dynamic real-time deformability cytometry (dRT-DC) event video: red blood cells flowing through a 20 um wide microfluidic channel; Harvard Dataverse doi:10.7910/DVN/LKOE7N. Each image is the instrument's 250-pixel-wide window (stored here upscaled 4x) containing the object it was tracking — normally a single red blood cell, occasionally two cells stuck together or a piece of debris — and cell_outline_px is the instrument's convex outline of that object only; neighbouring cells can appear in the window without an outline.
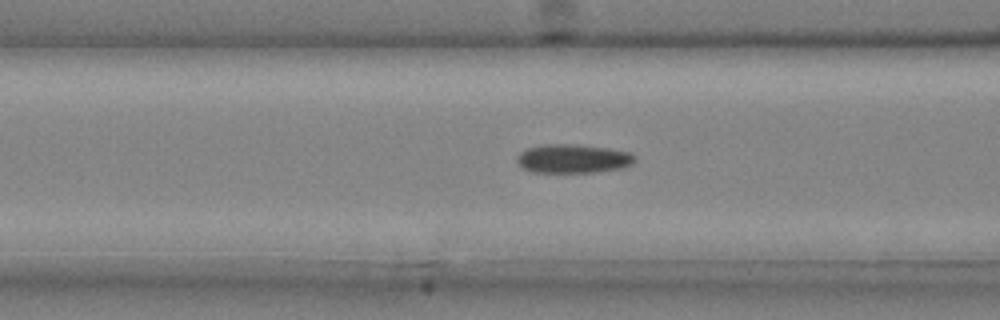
{"species": "common noctule bat (a hibernating species)", "species_latin": "Nyctalus noctula", "temperature_condition": "cold", "stored_images_in_passage": 42, "camera_frame_rate_fps": 3000, "um_per_image_px": 0.085, "animal": {"sex": "male", "body_mass_g": 20.4}, "frame": {"image": 1, "passage_image": 17, "time_ms": 5.333, "image_size_px": [1000, 320], "cell_outline_px": [[636, 160], [632, 164], [624, 168], [596, 172], [532, 172], [524, 168], [516, 160], [516, 156], [520, 152], [528, 148], [544, 144], [576, 144], [608, 148], [628, 152], [636, 156]], "centroid_in_image_um": [48.73, 13.48], "position_along_channel_um": 117.9, "area_um2": 19.88}}
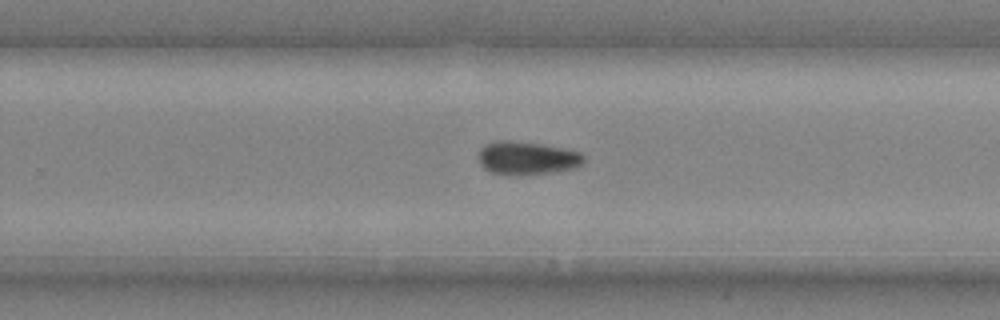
{"frame": {"image": 2, "passage_image": 28, "time_ms": 9.0, "image_size_px": [1000, 320], "cell_outline_px": [[584, 164], [572, 168], [548, 172], [492, 172], [484, 168], [480, 164], [480, 148], [484, 144], [496, 140], [512, 140], [540, 144], [564, 148], [580, 152], [584, 156]], "centroid_in_image_um": [44.81, 13.37], "position_along_channel_um": 285.0, "area_um2": 19.54}}
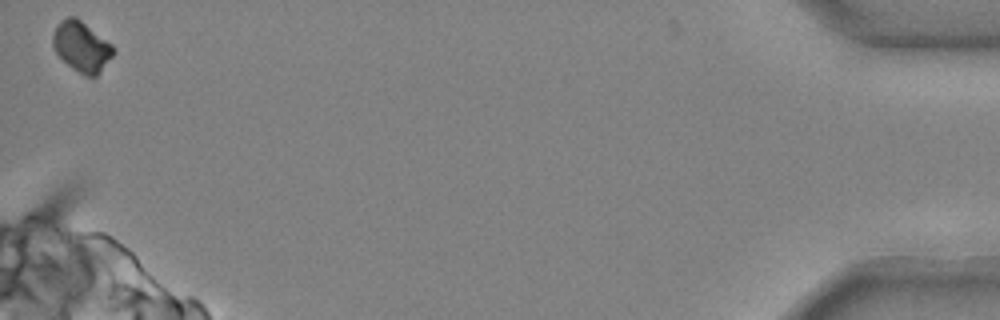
{"frame": {"image": 3, "passage_image": 42, "time_ms": 13.667, "image_size_px": [1000, 320], "cell_outline_px": [[116, 52], [96, 76], [88, 76], [72, 68], [52, 48], [52, 36], [56, 24], [60, 20], [68, 16], [72, 16], [80, 20], [112, 44]], "centroid_in_image_um": [6.92, 3.94], "position_along_channel_um": 428.3, "area_um2": 17.51}}